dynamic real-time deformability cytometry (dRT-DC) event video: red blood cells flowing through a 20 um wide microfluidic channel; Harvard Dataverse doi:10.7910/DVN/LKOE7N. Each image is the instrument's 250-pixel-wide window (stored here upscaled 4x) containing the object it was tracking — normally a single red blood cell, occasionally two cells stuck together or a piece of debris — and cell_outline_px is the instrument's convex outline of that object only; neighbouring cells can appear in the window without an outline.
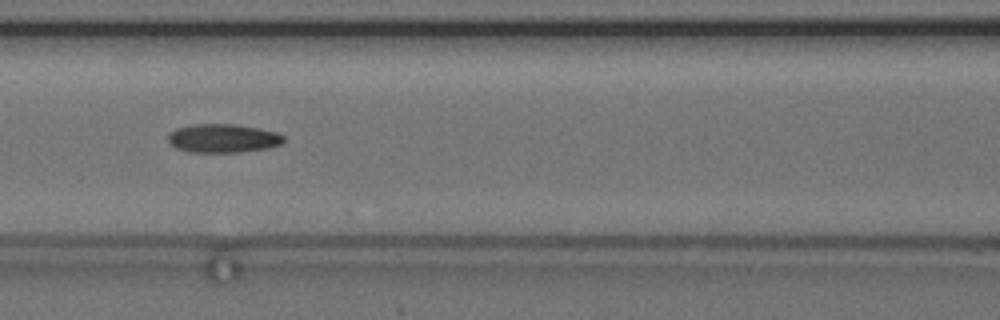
{"species": "common noctule bat (a hibernating species)", "species_latin": "Nyctalus noctula", "temperature_condition": "cold", "stored_images_in_passage": 9, "camera_frame_rate_fps": 3000, "um_per_image_px": 0.085, "animal": {"sex": "female", "body_mass_g": 24.6, "forearm_length_mm": 56.2}, "frame": {"image": 1, "passage_image": 6, "time_ms": 6.667, "image_size_px": [1000, 320], "cell_outline_px": [[284, 140], [280, 144], [268, 148], [236, 152], [188, 152], [176, 148], [168, 140], [168, 136], [176, 128], [192, 124], [236, 124], [260, 128], [276, 132], [284, 136]], "centroid_in_image_um": [18.96, 11.75], "position_along_channel_um": 147.6, "area_um2": 19.25}}
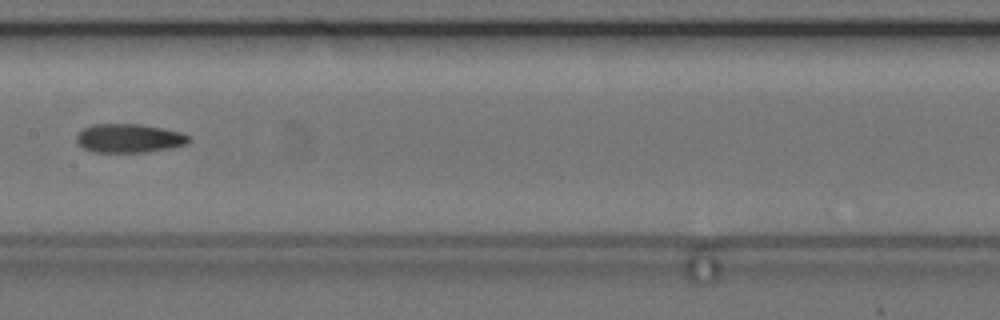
{"frame": {"image": 2, "passage_image": 7, "time_ms": 8.0, "image_size_px": [1000, 320], "cell_outline_px": [[188, 140], [184, 144], [172, 148], [144, 152], [92, 152], [76, 144], [76, 136], [84, 128], [92, 124], [140, 124], [164, 128], [180, 132], [188, 136]], "centroid_in_image_um": [10.92, 11.75], "position_along_channel_um": 196.5, "area_um2": 18.79}}